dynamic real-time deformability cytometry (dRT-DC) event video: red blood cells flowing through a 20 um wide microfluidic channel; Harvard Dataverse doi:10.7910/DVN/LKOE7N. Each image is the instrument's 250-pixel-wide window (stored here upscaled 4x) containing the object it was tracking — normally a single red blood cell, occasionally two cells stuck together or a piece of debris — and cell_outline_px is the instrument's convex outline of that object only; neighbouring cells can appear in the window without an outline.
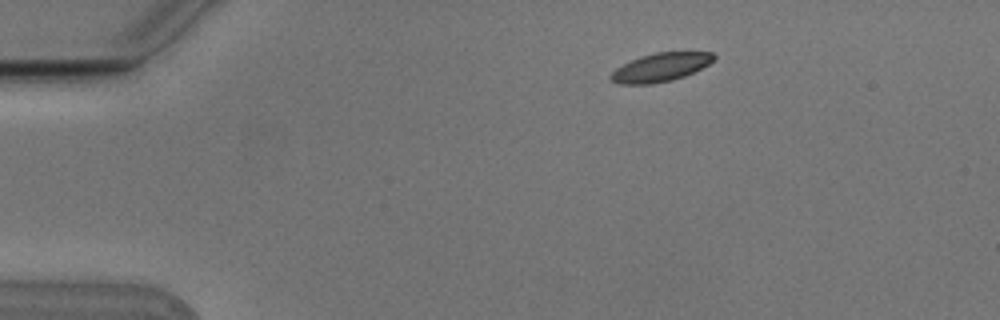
{"species": "Egyptian fruit bat (a non-hibernating species)", "species_latin": "Rousettus aegyptiacus", "temperature_condition": "cold", "stored_images_in_passage": 4, "camera_frame_rate_fps": 3000, "um_per_image_px": 0.085, "animal": {"sex": "male"}, "frame": {"image": 1, "passage_image": 2, "time_ms": 0.333, "image_size_px": [1000, 320], "cell_outline_px": [[716, 56], [708, 64], [684, 76], [672, 80], [652, 84], [620, 84], [612, 80], [608, 76], [616, 68], [640, 56], [656, 52], [712, 52]], "centroid_in_image_um": [56.12, 5.72], "position_along_channel_um": 28.9, "area_um2": 16.88}}